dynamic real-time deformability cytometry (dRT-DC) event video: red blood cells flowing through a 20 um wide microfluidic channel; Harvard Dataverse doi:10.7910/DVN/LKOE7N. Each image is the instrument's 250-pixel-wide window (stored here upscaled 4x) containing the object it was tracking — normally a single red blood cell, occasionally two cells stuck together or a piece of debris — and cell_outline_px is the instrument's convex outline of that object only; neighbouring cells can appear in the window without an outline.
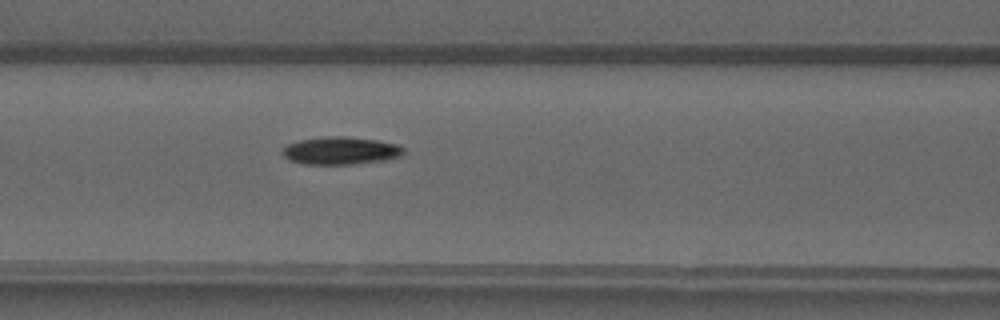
{"species": "common noctule bat (a hibernating species)", "species_latin": "Nyctalus noctula", "temperature_condition": "warm", "stored_images_in_passage": 35, "camera_frame_rate_fps": 3000, "um_per_image_px": 0.085, "animal": {"sex": "male", "forearm_length_mm": 52.5}, "frame": {"image": 1, "passage_image": 9, "time_ms": 2.667, "image_size_px": [1000, 320], "cell_outline_px": [[404, 156], [388, 160], [352, 164], [304, 164], [288, 160], [280, 152], [288, 144], [300, 140], [324, 136], [344, 136], [376, 140], [396, 144], [404, 148]], "centroid_in_image_um": [28.97, 12.81], "position_along_channel_um": 137.6, "area_um2": 19.71}}
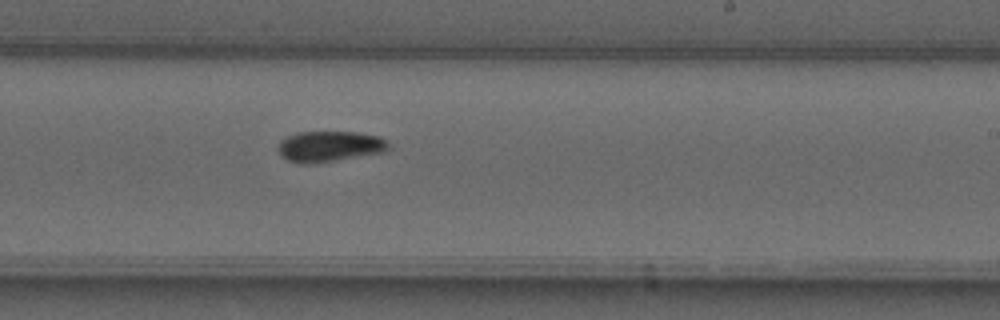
{"frame": {"image": 2, "passage_image": 18, "time_ms": 5.667, "image_size_px": [1000, 320], "cell_outline_px": [[392, 148], [384, 152], [312, 164], [304, 164], [288, 160], [280, 156], [276, 148], [276, 144], [280, 140], [296, 132], [356, 132], [380, 136], [388, 140]], "centroid_in_image_um": [28.01, 12.44], "position_along_channel_um": 261.0, "area_um2": 20.17}}
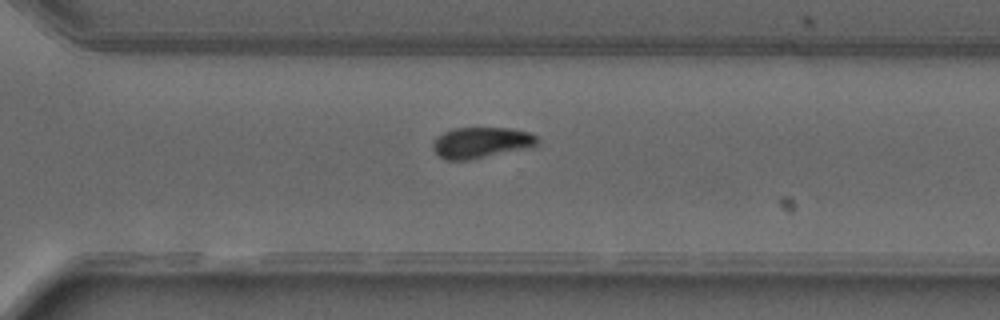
{"frame": {"image": 3, "passage_image": 23, "time_ms": 7.333, "image_size_px": [1000, 320], "cell_outline_px": [[540, 144], [532, 148], [468, 160], [448, 160], [440, 156], [432, 148], [432, 144], [436, 136], [452, 128], [512, 128], [528, 132], [536, 136], [540, 140]], "centroid_in_image_um": [40.95, 12.12], "position_along_channel_um": 329.7, "area_um2": 19.13}, "authors_computed_cell_mechanics": {"area_um2": 19.4208, "velocity_mm_per_s": 4.1235, "shape_relaxation_time_tau1_ms": 3.6764, "shape_relaxation_time_tau2_ms": null, "deformation_change_tau1": 0.1575, "deformation_change_tau2": null}}